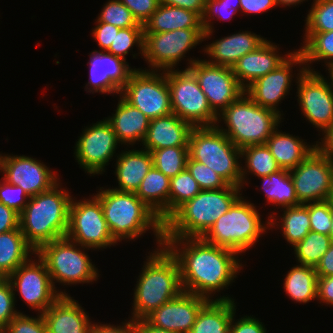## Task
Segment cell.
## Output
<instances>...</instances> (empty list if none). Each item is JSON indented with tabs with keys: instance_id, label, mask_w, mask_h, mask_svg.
Here are the masks:
<instances>
[{
	"instance_id": "cell-29",
	"label": "cell",
	"mask_w": 333,
	"mask_h": 333,
	"mask_svg": "<svg viewBox=\"0 0 333 333\" xmlns=\"http://www.w3.org/2000/svg\"><path fill=\"white\" fill-rule=\"evenodd\" d=\"M266 145L279 167L289 171L302 163L316 149L315 142L309 145L298 135L282 132L278 127L267 139Z\"/></svg>"
},
{
	"instance_id": "cell-22",
	"label": "cell",
	"mask_w": 333,
	"mask_h": 333,
	"mask_svg": "<svg viewBox=\"0 0 333 333\" xmlns=\"http://www.w3.org/2000/svg\"><path fill=\"white\" fill-rule=\"evenodd\" d=\"M209 300L182 291L177 297L153 310L144 319L152 326L176 333H189L200 309Z\"/></svg>"
},
{
	"instance_id": "cell-37",
	"label": "cell",
	"mask_w": 333,
	"mask_h": 333,
	"mask_svg": "<svg viewBox=\"0 0 333 333\" xmlns=\"http://www.w3.org/2000/svg\"><path fill=\"white\" fill-rule=\"evenodd\" d=\"M241 160L245 161L244 166L241 164L242 188H244V184L248 186L249 178L247 176L249 174L260 178L281 169L266 144L249 145L242 148Z\"/></svg>"
},
{
	"instance_id": "cell-46",
	"label": "cell",
	"mask_w": 333,
	"mask_h": 333,
	"mask_svg": "<svg viewBox=\"0 0 333 333\" xmlns=\"http://www.w3.org/2000/svg\"><path fill=\"white\" fill-rule=\"evenodd\" d=\"M186 169L197 181L201 190H218L228 185L214 170L190 157H188Z\"/></svg>"
},
{
	"instance_id": "cell-63",
	"label": "cell",
	"mask_w": 333,
	"mask_h": 333,
	"mask_svg": "<svg viewBox=\"0 0 333 333\" xmlns=\"http://www.w3.org/2000/svg\"><path fill=\"white\" fill-rule=\"evenodd\" d=\"M329 236L333 241V205H331V228H330Z\"/></svg>"
},
{
	"instance_id": "cell-48",
	"label": "cell",
	"mask_w": 333,
	"mask_h": 333,
	"mask_svg": "<svg viewBox=\"0 0 333 333\" xmlns=\"http://www.w3.org/2000/svg\"><path fill=\"white\" fill-rule=\"evenodd\" d=\"M15 305L10 281L6 277H0V332L20 313Z\"/></svg>"
},
{
	"instance_id": "cell-62",
	"label": "cell",
	"mask_w": 333,
	"mask_h": 333,
	"mask_svg": "<svg viewBox=\"0 0 333 333\" xmlns=\"http://www.w3.org/2000/svg\"><path fill=\"white\" fill-rule=\"evenodd\" d=\"M308 1V0H275L277 7L278 6H284L285 8L288 7H292L294 6H298L299 4Z\"/></svg>"
},
{
	"instance_id": "cell-59",
	"label": "cell",
	"mask_w": 333,
	"mask_h": 333,
	"mask_svg": "<svg viewBox=\"0 0 333 333\" xmlns=\"http://www.w3.org/2000/svg\"><path fill=\"white\" fill-rule=\"evenodd\" d=\"M321 136L319 140L321 142H316V149L324 156L329 157L333 161V124L326 129Z\"/></svg>"
},
{
	"instance_id": "cell-9",
	"label": "cell",
	"mask_w": 333,
	"mask_h": 333,
	"mask_svg": "<svg viewBox=\"0 0 333 333\" xmlns=\"http://www.w3.org/2000/svg\"><path fill=\"white\" fill-rule=\"evenodd\" d=\"M188 149L192 160L207 165L229 185L242 187L241 149L216 125L193 127Z\"/></svg>"
},
{
	"instance_id": "cell-27",
	"label": "cell",
	"mask_w": 333,
	"mask_h": 333,
	"mask_svg": "<svg viewBox=\"0 0 333 333\" xmlns=\"http://www.w3.org/2000/svg\"><path fill=\"white\" fill-rule=\"evenodd\" d=\"M115 114L106 117L116 138L121 145L133 146L136 142H141L147 135L150 120L137 108L126 102L120 95Z\"/></svg>"
},
{
	"instance_id": "cell-14",
	"label": "cell",
	"mask_w": 333,
	"mask_h": 333,
	"mask_svg": "<svg viewBox=\"0 0 333 333\" xmlns=\"http://www.w3.org/2000/svg\"><path fill=\"white\" fill-rule=\"evenodd\" d=\"M297 102L305 120L320 132L333 124V86L319 71L296 69Z\"/></svg>"
},
{
	"instance_id": "cell-30",
	"label": "cell",
	"mask_w": 333,
	"mask_h": 333,
	"mask_svg": "<svg viewBox=\"0 0 333 333\" xmlns=\"http://www.w3.org/2000/svg\"><path fill=\"white\" fill-rule=\"evenodd\" d=\"M143 26L144 33H163L176 29L203 28L202 18L197 13L161 3Z\"/></svg>"
},
{
	"instance_id": "cell-40",
	"label": "cell",
	"mask_w": 333,
	"mask_h": 333,
	"mask_svg": "<svg viewBox=\"0 0 333 333\" xmlns=\"http://www.w3.org/2000/svg\"><path fill=\"white\" fill-rule=\"evenodd\" d=\"M153 166L169 178L186 169L189 157L188 146L167 147L152 150Z\"/></svg>"
},
{
	"instance_id": "cell-19",
	"label": "cell",
	"mask_w": 333,
	"mask_h": 333,
	"mask_svg": "<svg viewBox=\"0 0 333 333\" xmlns=\"http://www.w3.org/2000/svg\"><path fill=\"white\" fill-rule=\"evenodd\" d=\"M0 173L8 183L22 187L29 197L48 191L60 181L57 172L25 155L1 154Z\"/></svg>"
},
{
	"instance_id": "cell-44",
	"label": "cell",
	"mask_w": 333,
	"mask_h": 333,
	"mask_svg": "<svg viewBox=\"0 0 333 333\" xmlns=\"http://www.w3.org/2000/svg\"><path fill=\"white\" fill-rule=\"evenodd\" d=\"M305 21V32L333 31V0H313Z\"/></svg>"
},
{
	"instance_id": "cell-45",
	"label": "cell",
	"mask_w": 333,
	"mask_h": 333,
	"mask_svg": "<svg viewBox=\"0 0 333 333\" xmlns=\"http://www.w3.org/2000/svg\"><path fill=\"white\" fill-rule=\"evenodd\" d=\"M101 9L95 22L109 23L120 29L144 27L120 0H108Z\"/></svg>"
},
{
	"instance_id": "cell-4",
	"label": "cell",
	"mask_w": 333,
	"mask_h": 333,
	"mask_svg": "<svg viewBox=\"0 0 333 333\" xmlns=\"http://www.w3.org/2000/svg\"><path fill=\"white\" fill-rule=\"evenodd\" d=\"M72 198L71 192L62 188L61 181L48 191L29 198L19 214V228L35 251L66 236Z\"/></svg>"
},
{
	"instance_id": "cell-57",
	"label": "cell",
	"mask_w": 333,
	"mask_h": 333,
	"mask_svg": "<svg viewBox=\"0 0 333 333\" xmlns=\"http://www.w3.org/2000/svg\"><path fill=\"white\" fill-rule=\"evenodd\" d=\"M19 227V214L0 202V234Z\"/></svg>"
},
{
	"instance_id": "cell-34",
	"label": "cell",
	"mask_w": 333,
	"mask_h": 333,
	"mask_svg": "<svg viewBox=\"0 0 333 333\" xmlns=\"http://www.w3.org/2000/svg\"><path fill=\"white\" fill-rule=\"evenodd\" d=\"M36 251L27 243L20 228L0 234V277H8Z\"/></svg>"
},
{
	"instance_id": "cell-49",
	"label": "cell",
	"mask_w": 333,
	"mask_h": 333,
	"mask_svg": "<svg viewBox=\"0 0 333 333\" xmlns=\"http://www.w3.org/2000/svg\"><path fill=\"white\" fill-rule=\"evenodd\" d=\"M311 231L329 235L331 228V205L329 200L309 203Z\"/></svg>"
},
{
	"instance_id": "cell-25",
	"label": "cell",
	"mask_w": 333,
	"mask_h": 333,
	"mask_svg": "<svg viewBox=\"0 0 333 333\" xmlns=\"http://www.w3.org/2000/svg\"><path fill=\"white\" fill-rule=\"evenodd\" d=\"M267 38L257 35L251 31H242L224 36L202 49L208 55V63L213 65L233 67V65L244 55L255 51Z\"/></svg>"
},
{
	"instance_id": "cell-11",
	"label": "cell",
	"mask_w": 333,
	"mask_h": 333,
	"mask_svg": "<svg viewBox=\"0 0 333 333\" xmlns=\"http://www.w3.org/2000/svg\"><path fill=\"white\" fill-rule=\"evenodd\" d=\"M120 96L149 119L173 113L166 71L135 69Z\"/></svg>"
},
{
	"instance_id": "cell-36",
	"label": "cell",
	"mask_w": 333,
	"mask_h": 333,
	"mask_svg": "<svg viewBox=\"0 0 333 333\" xmlns=\"http://www.w3.org/2000/svg\"><path fill=\"white\" fill-rule=\"evenodd\" d=\"M261 180L267 203L278 206V209L300 205L289 170L280 169ZM281 207V208H280Z\"/></svg>"
},
{
	"instance_id": "cell-28",
	"label": "cell",
	"mask_w": 333,
	"mask_h": 333,
	"mask_svg": "<svg viewBox=\"0 0 333 333\" xmlns=\"http://www.w3.org/2000/svg\"><path fill=\"white\" fill-rule=\"evenodd\" d=\"M115 175L118 185L112 189L120 192H136L143 178L153 166L151 152L145 149H132L117 154Z\"/></svg>"
},
{
	"instance_id": "cell-50",
	"label": "cell",
	"mask_w": 333,
	"mask_h": 333,
	"mask_svg": "<svg viewBox=\"0 0 333 333\" xmlns=\"http://www.w3.org/2000/svg\"><path fill=\"white\" fill-rule=\"evenodd\" d=\"M28 194L18 185L8 183L1 178L0 180V202L20 214L27 202Z\"/></svg>"
},
{
	"instance_id": "cell-21",
	"label": "cell",
	"mask_w": 333,
	"mask_h": 333,
	"mask_svg": "<svg viewBox=\"0 0 333 333\" xmlns=\"http://www.w3.org/2000/svg\"><path fill=\"white\" fill-rule=\"evenodd\" d=\"M89 56V81L85 86L87 93L120 95L130 74L135 69H141L131 68L127 61L106 51L94 50Z\"/></svg>"
},
{
	"instance_id": "cell-54",
	"label": "cell",
	"mask_w": 333,
	"mask_h": 333,
	"mask_svg": "<svg viewBox=\"0 0 333 333\" xmlns=\"http://www.w3.org/2000/svg\"><path fill=\"white\" fill-rule=\"evenodd\" d=\"M317 300L319 304L333 307V276L318 277Z\"/></svg>"
},
{
	"instance_id": "cell-2",
	"label": "cell",
	"mask_w": 333,
	"mask_h": 333,
	"mask_svg": "<svg viewBox=\"0 0 333 333\" xmlns=\"http://www.w3.org/2000/svg\"><path fill=\"white\" fill-rule=\"evenodd\" d=\"M98 190L95 196L100 200L108 229L117 243L127 239L135 241L150 229L156 238V247L164 245L163 222L135 192H120L110 187Z\"/></svg>"
},
{
	"instance_id": "cell-1",
	"label": "cell",
	"mask_w": 333,
	"mask_h": 333,
	"mask_svg": "<svg viewBox=\"0 0 333 333\" xmlns=\"http://www.w3.org/2000/svg\"><path fill=\"white\" fill-rule=\"evenodd\" d=\"M164 246L179 264L184 292L208 300H235L230 295L219 297L215 293L228 289L244 267L237 252L203 238H164ZM212 295L218 297L213 299Z\"/></svg>"
},
{
	"instance_id": "cell-41",
	"label": "cell",
	"mask_w": 333,
	"mask_h": 333,
	"mask_svg": "<svg viewBox=\"0 0 333 333\" xmlns=\"http://www.w3.org/2000/svg\"><path fill=\"white\" fill-rule=\"evenodd\" d=\"M200 191L197 181L187 169L170 178L169 216L184 202L193 199Z\"/></svg>"
},
{
	"instance_id": "cell-55",
	"label": "cell",
	"mask_w": 333,
	"mask_h": 333,
	"mask_svg": "<svg viewBox=\"0 0 333 333\" xmlns=\"http://www.w3.org/2000/svg\"><path fill=\"white\" fill-rule=\"evenodd\" d=\"M93 323L91 333H136L134 329V320L131 318L129 320L122 321L121 325H111L110 323Z\"/></svg>"
},
{
	"instance_id": "cell-17",
	"label": "cell",
	"mask_w": 333,
	"mask_h": 333,
	"mask_svg": "<svg viewBox=\"0 0 333 333\" xmlns=\"http://www.w3.org/2000/svg\"><path fill=\"white\" fill-rule=\"evenodd\" d=\"M188 61L187 69L196 77L211 109L217 115L244 93L231 67L213 65L198 58H189Z\"/></svg>"
},
{
	"instance_id": "cell-6",
	"label": "cell",
	"mask_w": 333,
	"mask_h": 333,
	"mask_svg": "<svg viewBox=\"0 0 333 333\" xmlns=\"http://www.w3.org/2000/svg\"><path fill=\"white\" fill-rule=\"evenodd\" d=\"M274 110L255 103L245 92L230 103L217 117L216 126L237 148L266 144L267 139L282 123ZM224 122L226 128L219 125Z\"/></svg>"
},
{
	"instance_id": "cell-5",
	"label": "cell",
	"mask_w": 333,
	"mask_h": 333,
	"mask_svg": "<svg viewBox=\"0 0 333 333\" xmlns=\"http://www.w3.org/2000/svg\"><path fill=\"white\" fill-rule=\"evenodd\" d=\"M242 187L227 185L201 190L184 202L163 222V238H202L242 195Z\"/></svg>"
},
{
	"instance_id": "cell-10",
	"label": "cell",
	"mask_w": 333,
	"mask_h": 333,
	"mask_svg": "<svg viewBox=\"0 0 333 333\" xmlns=\"http://www.w3.org/2000/svg\"><path fill=\"white\" fill-rule=\"evenodd\" d=\"M171 108L180 119L193 127L215 126L218 115L211 109L194 74L184 70H167Z\"/></svg>"
},
{
	"instance_id": "cell-51",
	"label": "cell",
	"mask_w": 333,
	"mask_h": 333,
	"mask_svg": "<svg viewBox=\"0 0 333 333\" xmlns=\"http://www.w3.org/2000/svg\"><path fill=\"white\" fill-rule=\"evenodd\" d=\"M133 14L136 20L143 24L157 10L159 0H120Z\"/></svg>"
},
{
	"instance_id": "cell-24",
	"label": "cell",
	"mask_w": 333,
	"mask_h": 333,
	"mask_svg": "<svg viewBox=\"0 0 333 333\" xmlns=\"http://www.w3.org/2000/svg\"><path fill=\"white\" fill-rule=\"evenodd\" d=\"M71 295H61L42 315L48 333H91L93 323Z\"/></svg>"
},
{
	"instance_id": "cell-52",
	"label": "cell",
	"mask_w": 333,
	"mask_h": 333,
	"mask_svg": "<svg viewBox=\"0 0 333 333\" xmlns=\"http://www.w3.org/2000/svg\"><path fill=\"white\" fill-rule=\"evenodd\" d=\"M235 313L236 312H234L230 323L229 333H268L266 332L267 330L265 325L262 324V322H260L261 320L255 316L253 317V315H244L243 317L236 320Z\"/></svg>"
},
{
	"instance_id": "cell-18",
	"label": "cell",
	"mask_w": 333,
	"mask_h": 333,
	"mask_svg": "<svg viewBox=\"0 0 333 333\" xmlns=\"http://www.w3.org/2000/svg\"><path fill=\"white\" fill-rule=\"evenodd\" d=\"M300 204L328 200L333 184V161L315 149L290 170Z\"/></svg>"
},
{
	"instance_id": "cell-32",
	"label": "cell",
	"mask_w": 333,
	"mask_h": 333,
	"mask_svg": "<svg viewBox=\"0 0 333 333\" xmlns=\"http://www.w3.org/2000/svg\"><path fill=\"white\" fill-rule=\"evenodd\" d=\"M235 300H209L199 311L189 333H229Z\"/></svg>"
},
{
	"instance_id": "cell-61",
	"label": "cell",
	"mask_w": 333,
	"mask_h": 333,
	"mask_svg": "<svg viewBox=\"0 0 333 333\" xmlns=\"http://www.w3.org/2000/svg\"><path fill=\"white\" fill-rule=\"evenodd\" d=\"M134 329L136 333H176L164 329L156 328L150 325L145 319L134 321Z\"/></svg>"
},
{
	"instance_id": "cell-31",
	"label": "cell",
	"mask_w": 333,
	"mask_h": 333,
	"mask_svg": "<svg viewBox=\"0 0 333 333\" xmlns=\"http://www.w3.org/2000/svg\"><path fill=\"white\" fill-rule=\"evenodd\" d=\"M170 178L152 166L135 192L164 222L169 217Z\"/></svg>"
},
{
	"instance_id": "cell-43",
	"label": "cell",
	"mask_w": 333,
	"mask_h": 333,
	"mask_svg": "<svg viewBox=\"0 0 333 333\" xmlns=\"http://www.w3.org/2000/svg\"><path fill=\"white\" fill-rule=\"evenodd\" d=\"M135 45L136 47L138 46L139 53L132 54L133 58H136L135 56H137V54L144 56V27L120 29L106 52L126 61V56Z\"/></svg>"
},
{
	"instance_id": "cell-3",
	"label": "cell",
	"mask_w": 333,
	"mask_h": 333,
	"mask_svg": "<svg viewBox=\"0 0 333 333\" xmlns=\"http://www.w3.org/2000/svg\"><path fill=\"white\" fill-rule=\"evenodd\" d=\"M148 254L134 288L129 317L134 321L144 319L183 291L179 264L170 251L163 245Z\"/></svg>"
},
{
	"instance_id": "cell-16",
	"label": "cell",
	"mask_w": 333,
	"mask_h": 333,
	"mask_svg": "<svg viewBox=\"0 0 333 333\" xmlns=\"http://www.w3.org/2000/svg\"><path fill=\"white\" fill-rule=\"evenodd\" d=\"M119 144L113 128L103 119L83 129L75 144L74 157L85 173L101 175L113 156H117Z\"/></svg>"
},
{
	"instance_id": "cell-38",
	"label": "cell",
	"mask_w": 333,
	"mask_h": 333,
	"mask_svg": "<svg viewBox=\"0 0 333 333\" xmlns=\"http://www.w3.org/2000/svg\"><path fill=\"white\" fill-rule=\"evenodd\" d=\"M303 38V44L300 43L302 46L298 50L303 55L306 70L315 72L316 69L311 65L317 61H324L326 69L333 64V31L305 32Z\"/></svg>"
},
{
	"instance_id": "cell-47",
	"label": "cell",
	"mask_w": 333,
	"mask_h": 333,
	"mask_svg": "<svg viewBox=\"0 0 333 333\" xmlns=\"http://www.w3.org/2000/svg\"><path fill=\"white\" fill-rule=\"evenodd\" d=\"M1 333H48V330L42 314L32 317L20 311Z\"/></svg>"
},
{
	"instance_id": "cell-35",
	"label": "cell",
	"mask_w": 333,
	"mask_h": 333,
	"mask_svg": "<svg viewBox=\"0 0 333 333\" xmlns=\"http://www.w3.org/2000/svg\"><path fill=\"white\" fill-rule=\"evenodd\" d=\"M317 273L314 267L298 264L287 272L283 287L289 299L306 304L317 300Z\"/></svg>"
},
{
	"instance_id": "cell-8",
	"label": "cell",
	"mask_w": 333,
	"mask_h": 333,
	"mask_svg": "<svg viewBox=\"0 0 333 333\" xmlns=\"http://www.w3.org/2000/svg\"><path fill=\"white\" fill-rule=\"evenodd\" d=\"M84 247L64 237L42 245L36 254L43 260L50 274L51 282L60 295H70L57 289L55 283L63 286L92 283L99 276L98 268L92 264Z\"/></svg>"
},
{
	"instance_id": "cell-56",
	"label": "cell",
	"mask_w": 333,
	"mask_h": 333,
	"mask_svg": "<svg viewBox=\"0 0 333 333\" xmlns=\"http://www.w3.org/2000/svg\"><path fill=\"white\" fill-rule=\"evenodd\" d=\"M277 7L275 0H240V11L248 14H260Z\"/></svg>"
},
{
	"instance_id": "cell-13",
	"label": "cell",
	"mask_w": 333,
	"mask_h": 333,
	"mask_svg": "<svg viewBox=\"0 0 333 333\" xmlns=\"http://www.w3.org/2000/svg\"><path fill=\"white\" fill-rule=\"evenodd\" d=\"M204 41L203 28L144 33V58L151 71L175 70L191 49Z\"/></svg>"
},
{
	"instance_id": "cell-64",
	"label": "cell",
	"mask_w": 333,
	"mask_h": 333,
	"mask_svg": "<svg viewBox=\"0 0 333 333\" xmlns=\"http://www.w3.org/2000/svg\"><path fill=\"white\" fill-rule=\"evenodd\" d=\"M327 70H328V77H330V82H331V84H332V86H333V64H331L328 68H327Z\"/></svg>"
},
{
	"instance_id": "cell-42",
	"label": "cell",
	"mask_w": 333,
	"mask_h": 333,
	"mask_svg": "<svg viewBox=\"0 0 333 333\" xmlns=\"http://www.w3.org/2000/svg\"><path fill=\"white\" fill-rule=\"evenodd\" d=\"M240 12V0H206L205 12L202 16L204 29V41L211 39L214 31V22L211 19L231 20L236 13Z\"/></svg>"
},
{
	"instance_id": "cell-26",
	"label": "cell",
	"mask_w": 333,
	"mask_h": 333,
	"mask_svg": "<svg viewBox=\"0 0 333 333\" xmlns=\"http://www.w3.org/2000/svg\"><path fill=\"white\" fill-rule=\"evenodd\" d=\"M192 129L190 123L174 113L151 119L142 149L151 152L167 147L188 146Z\"/></svg>"
},
{
	"instance_id": "cell-60",
	"label": "cell",
	"mask_w": 333,
	"mask_h": 333,
	"mask_svg": "<svg viewBox=\"0 0 333 333\" xmlns=\"http://www.w3.org/2000/svg\"><path fill=\"white\" fill-rule=\"evenodd\" d=\"M317 277L333 276V242L315 267Z\"/></svg>"
},
{
	"instance_id": "cell-39",
	"label": "cell",
	"mask_w": 333,
	"mask_h": 333,
	"mask_svg": "<svg viewBox=\"0 0 333 333\" xmlns=\"http://www.w3.org/2000/svg\"><path fill=\"white\" fill-rule=\"evenodd\" d=\"M332 242L329 235L310 231L300 242L293 246L297 264L315 268Z\"/></svg>"
},
{
	"instance_id": "cell-20",
	"label": "cell",
	"mask_w": 333,
	"mask_h": 333,
	"mask_svg": "<svg viewBox=\"0 0 333 333\" xmlns=\"http://www.w3.org/2000/svg\"><path fill=\"white\" fill-rule=\"evenodd\" d=\"M295 66H298L299 69H306L303 55L298 49L293 50L290 56L276 69L254 81L244 92L261 107L274 110L283 116L284 114L281 113L283 111L277 107L285 99V96L290 94L292 78L296 76L292 74V69Z\"/></svg>"
},
{
	"instance_id": "cell-7",
	"label": "cell",
	"mask_w": 333,
	"mask_h": 333,
	"mask_svg": "<svg viewBox=\"0 0 333 333\" xmlns=\"http://www.w3.org/2000/svg\"><path fill=\"white\" fill-rule=\"evenodd\" d=\"M254 203L240 196L202 237L206 242L231 249L239 255L250 250L267 233L269 218L261 221Z\"/></svg>"
},
{
	"instance_id": "cell-33",
	"label": "cell",
	"mask_w": 333,
	"mask_h": 333,
	"mask_svg": "<svg viewBox=\"0 0 333 333\" xmlns=\"http://www.w3.org/2000/svg\"><path fill=\"white\" fill-rule=\"evenodd\" d=\"M282 216L278 218L276 212L268 215L270 229H281L282 236L291 245L295 246L310 231L309 203L282 208ZM273 213V214H272ZM277 217V218H276ZM279 219V221H277Z\"/></svg>"
},
{
	"instance_id": "cell-23",
	"label": "cell",
	"mask_w": 333,
	"mask_h": 333,
	"mask_svg": "<svg viewBox=\"0 0 333 333\" xmlns=\"http://www.w3.org/2000/svg\"><path fill=\"white\" fill-rule=\"evenodd\" d=\"M279 50V44L277 46L266 40L255 51L244 55L233 65V73L244 90L258 78L276 69L293 52L287 51V54L283 55Z\"/></svg>"
},
{
	"instance_id": "cell-65",
	"label": "cell",
	"mask_w": 333,
	"mask_h": 333,
	"mask_svg": "<svg viewBox=\"0 0 333 333\" xmlns=\"http://www.w3.org/2000/svg\"><path fill=\"white\" fill-rule=\"evenodd\" d=\"M329 202H330V205H333V184H332V188H331V193H330V197H329Z\"/></svg>"
},
{
	"instance_id": "cell-12",
	"label": "cell",
	"mask_w": 333,
	"mask_h": 333,
	"mask_svg": "<svg viewBox=\"0 0 333 333\" xmlns=\"http://www.w3.org/2000/svg\"><path fill=\"white\" fill-rule=\"evenodd\" d=\"M65 237L91 250L118 245L108 229L100 200L94 194L89 199L72 198Z\"/></svg>"
},
{
	"instance_id": "cell-58",
	"label": "cell",
	"mask_w": 333,
	"mask_h": 333,
	"mask_svg": "<svg viewBox=\"0 0 333 333\" xmlns=\"http://www.w3.org/2000/svg\"><path fill=\"white\" fill-rule=\"evenodd\" d=\"M161 4L184 8L197 13L201 18L205 12L206 0H159Z\"/></svg>"
},
{
	"instance_id": "cell-53",
	"label": "cell",
	"mask_w": 333,
	"mask_h": 333,
	"mask_svg": "<svg viewBox=\"0 0 333 333\" xmlns=\"http://www.w3.org/2000/svg\"><path fill=\"white\" fill-rule=\"evenodd\" d=\"M95 24L96 26L91 31V34L94 40L98 43V46L101 49L100 51H107L120 28L103 22H95Z\"/></svg>"
},
{
	"instance_id": "cell-15",
	"label": "cell",
	"mask_w": 333,
	"mask_h": 333,
	"mask_svg": "<svg viewBox=\"0 0 333 333\" xmlns=\"http://www.w3.org/2000/svg\"><path fill=\"white\" fill-rule=\"evenodd\" d=\"M33 258L31 256L7 279L12 285L15 301L18 292L19 298L21 296L31 309L43 314L61 295L55 290L43 260L36 253Z\"/></svg>"
}]
</instances>
